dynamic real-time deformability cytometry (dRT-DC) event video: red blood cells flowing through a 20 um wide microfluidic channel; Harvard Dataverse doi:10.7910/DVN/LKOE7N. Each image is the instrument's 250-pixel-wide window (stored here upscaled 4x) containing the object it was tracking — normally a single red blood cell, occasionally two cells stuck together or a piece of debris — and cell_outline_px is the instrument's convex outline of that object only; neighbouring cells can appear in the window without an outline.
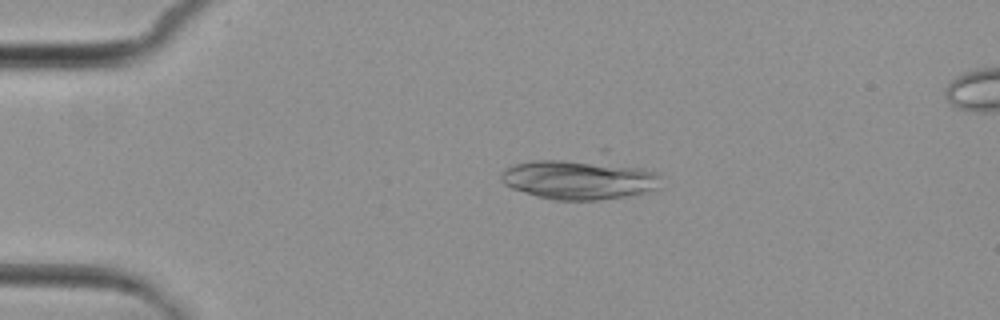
{"species": "common noctule bat (a hibernating species)", "species_latin": "Nyctalus noctula", "temperature_condition": "cold", "stored_images_in_passage": 4, "camera_frame_rate_fps": 3000, "um_per_image_px": 0.085, "animal": {"sex": "female", "body_mass_g": 29.2, "forearm_length_mm": 56.3}, "frame": {"image": 1, "passage_image": 3, "time_ms": 3.333, "image_size_px": [1000, 320], "cell_outline_px": [[664, 188], [624, 196], [596, 200], [552, 200], [536, 196], [512, 188], [504, 184], [500, 180], [500, 176], [508, 168], [516, 164], [532, 160], [564, 160], [644, 168], [660, 172]], "centroid_in_image_um": [49.27, 15.29], "position_along_channel_um": 35.7, "area_um2": 36.41}}